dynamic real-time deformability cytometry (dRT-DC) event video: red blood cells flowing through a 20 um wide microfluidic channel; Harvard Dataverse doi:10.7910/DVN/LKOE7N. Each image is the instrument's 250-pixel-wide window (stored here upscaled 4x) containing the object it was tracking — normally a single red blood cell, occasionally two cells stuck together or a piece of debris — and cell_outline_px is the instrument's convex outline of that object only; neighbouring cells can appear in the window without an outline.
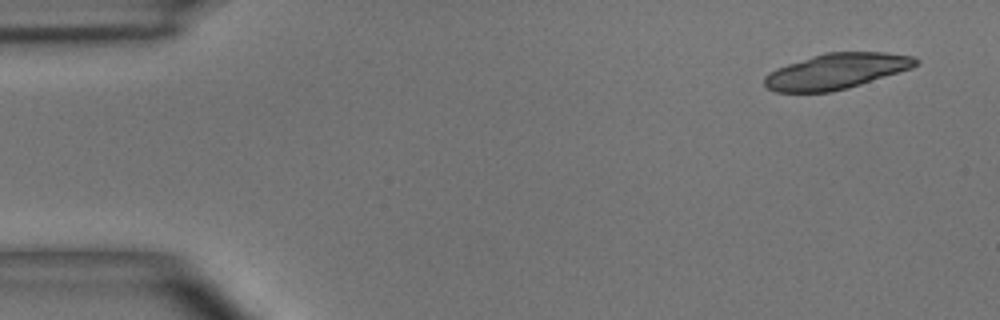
{"species": "common noctule bat (a hibernating species)", "species_latin": "Nyctalus noctula", "temperature_condition": "room temperature", "stored_images_in_passage": 4, "camera_frame_rate_fps": 3000, "um_per_image_px": 0.085, "animal": {"sex": "male", "body_mass_g": 15.6}, "frame": {"image": 1, "passage_image": 1, "time_ms": 0.0, "image_size_px": [1000, 320], "cell_outline_px": [[920, 64], [912, 68], [848, 88], [832, 92], [776, 92], [768, 88], [764, 84], [764, 76], [768, 72], [776, 68], [824, 52], [884, 52], [912, 56], [920, 60]], "centroid_in_image_um": [71.09, 6.05], "position_along_channel_um": 13.9, "area_um2": 31.39}}